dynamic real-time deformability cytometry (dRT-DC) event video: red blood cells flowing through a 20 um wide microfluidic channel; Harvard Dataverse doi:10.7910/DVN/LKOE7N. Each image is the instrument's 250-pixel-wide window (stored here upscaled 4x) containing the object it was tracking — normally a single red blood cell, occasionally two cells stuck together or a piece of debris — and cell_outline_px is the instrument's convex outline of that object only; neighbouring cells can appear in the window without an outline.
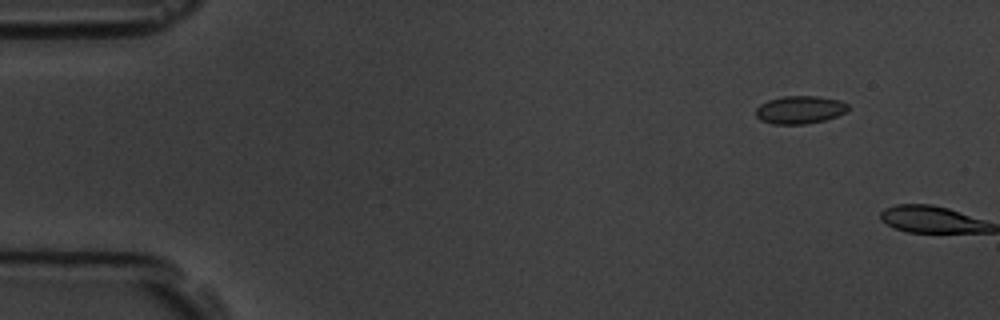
{"species": "common noctule bat (a hibernating species)", "species_latin": "Nyctalus noctula", "temperature_condition": "room temperature", "stored_images_in_passage": 2, "camera_frame_rate_fps": 3000, "um_per_image_px": 0.085, "animal": {"sex": "male", "body_mass_g": 19.5, "forearm_length_mm": 54.6}, "frame": {"image": 1, "passage_image": 1, "time_ms": 0.0, "image_size_px": [1000, 320], "cell_outline_px": [[848, 112], [824, 120], [804, 124], [772, 124], [760, 120], [756, 116], [756, 108], [760, 104], [768, 100], [784, 96], [816, 96], [840, 100], [848, 104]], "centroid_in_image_um": [67.99, 9.33], "position_along_channel_um": 17.0, "area_um2": 15.03}}